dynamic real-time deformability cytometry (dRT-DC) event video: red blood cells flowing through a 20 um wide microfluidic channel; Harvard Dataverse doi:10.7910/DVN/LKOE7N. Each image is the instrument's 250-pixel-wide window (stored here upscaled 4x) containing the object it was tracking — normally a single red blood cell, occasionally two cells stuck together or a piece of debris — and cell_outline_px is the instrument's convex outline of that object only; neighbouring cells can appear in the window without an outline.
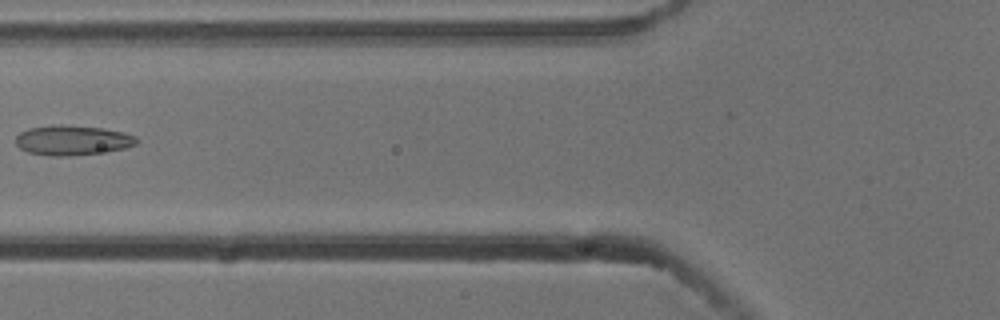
{"species": "common noctule bat (a hibernating species)", "species_latin": "Nyctalus noctula", "temperature_condition": "cold", "stored_images_in_passage": 7, "camera_frame_rate_fps": 3000, "um_per_image_px": 0.085, "animal": {"sex": "male", "body_mass_g": 13.3}, "frame": {"image": 1, "passage_image": 6, "time_ms": 1.667, "image_size_px": [1000, 320], "cell_outline_px": [[136, 144], [124, 148], [68, 156], [52, 156], [28, 152], [20, 148], [16, 144], [16, 136], [20, 132], [28, 128], [100, 128], [120, 132], [136, 136]], "centroid_in_image_um": [6.13, 11.97], "position_along_channel_um": 119.7, "area_um2": 19.54}}
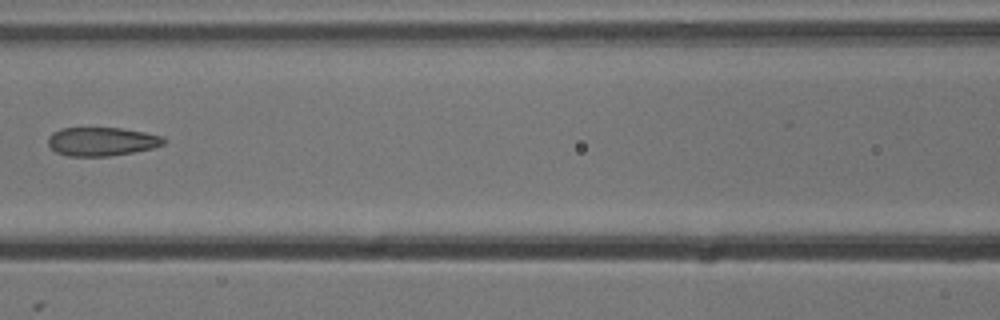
{"frame": {"image": 2, "passage_image": 7, "time_ms": 2.0, "image_size_px": [1000, 320], "cell_outline_px": [[164, 144], [152, 148], [132, 152], [108, 156], [68, 156], [56, 152], [48, 144], [48, 140], [56, 132], [64, 128], [120, 128], [160, 136], [164, 140]], "centroid_in_image_um": [8.63, 12.04], "position_along_channel_um": 158.0, "area_um2": 18.73}}